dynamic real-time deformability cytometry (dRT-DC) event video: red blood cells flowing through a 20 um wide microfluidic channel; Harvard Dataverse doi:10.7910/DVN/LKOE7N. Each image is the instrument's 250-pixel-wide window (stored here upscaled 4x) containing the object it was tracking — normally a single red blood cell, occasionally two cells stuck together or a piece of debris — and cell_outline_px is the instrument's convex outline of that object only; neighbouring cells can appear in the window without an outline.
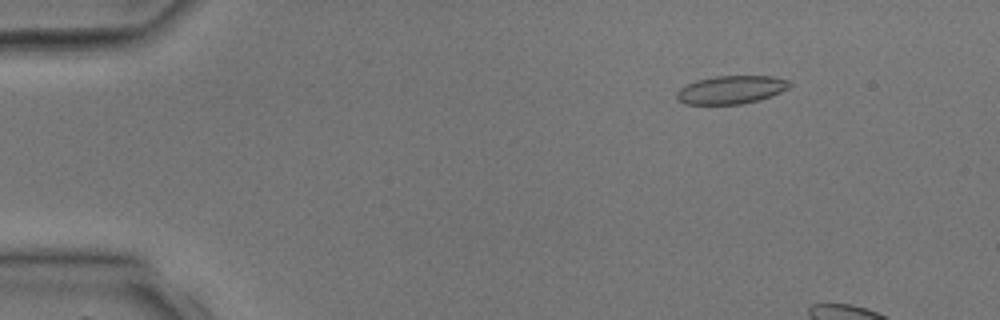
{"species": "common noctule bat (a hibernating species)", "species_latin": "Nyctalus noctula", "temperature_condition": "room temperature", "stored_images_in_passage": 4, "camera_frame_rate_fps": 3000, "um_per_image_px": 0.085, "animal": {"sex": "male", "body_mass_g": 17.9, "forearm_length_mm": 54.2}, "frame": {"image": 1, "passage_image": 2, "time_ms": 1.0, "image_size_px": [1000, 320], "cell_outline_px": [[792, 84], [788, 88], [780, 92], [760, 100], [744, 104], [684, 104], [676, 100], [676, 92], [680, 88], [696, 80], [716, 76], [772, 76], [792, 80]], "centroid_in_image_um": [62.16, 7.63], "position_along_channel_um": 22.8, "area_um2": 18.73}}